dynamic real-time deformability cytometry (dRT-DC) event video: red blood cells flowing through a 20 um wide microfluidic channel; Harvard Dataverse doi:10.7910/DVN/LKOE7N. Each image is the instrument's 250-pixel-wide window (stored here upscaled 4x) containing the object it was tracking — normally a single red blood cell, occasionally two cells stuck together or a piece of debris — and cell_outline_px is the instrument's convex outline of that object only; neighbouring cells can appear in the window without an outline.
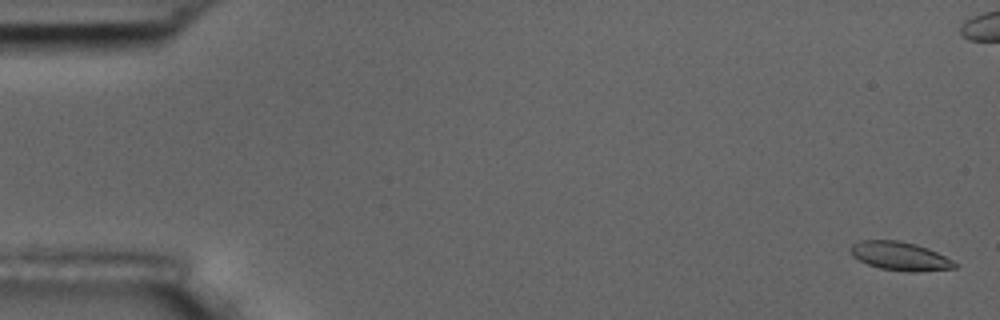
{"species": "common noctule bat (a hibernating species)", "species_latin": "Nyctalus noctula", "temperature_condition": "room temperature", "stored_images_in_passage": 7, "camera_frame_rate_fps": 3000, "um_per_image_px": 0.085, "animal": {"sex": "male", "body_mass_g": 17.5, "forearm_length_mm": 52.3}, "frame": {"image": 1, "passage_image": 1, "time_ms": 0.0, "image_size_px": [1000, 320], "cell_outline_px": [[960, 264], [956, 268], [916, 272], [908, 272], [880, 268], [868, 264], [852, 256], [848, 248], [852, 244], [860, 240], [900, 240], [916, 244], [928, 248]], "centroid_in_image_um": [76.5, 21.76], "position_along_channel_um": 8.5, "area_um2": 17.51}}
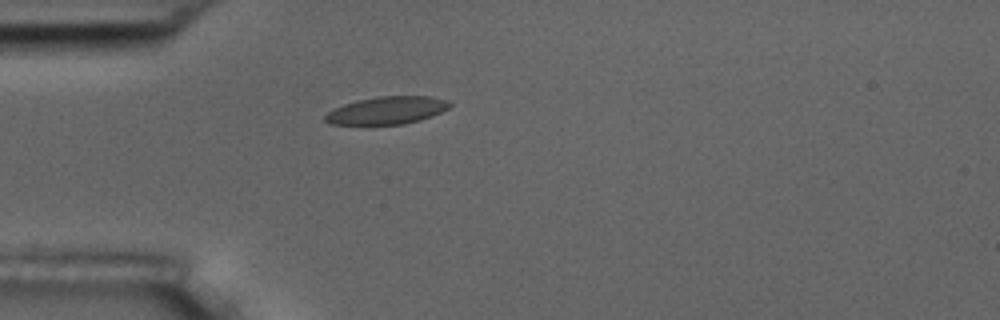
{"frame": {"image": 2, "passage_image": 6, "time_ms": 6.667, "image_size_px": [1000, 320], "cell_outline_px": [[452, 104], [448, 108], [432, 116], [420, 120], [404, 124], [328, 124], [324, 120], [324, 116], [332, 108], [356, 100], [376, 96], [432, 96], [448, 100]], "centroid_in_image_um": [32.88, 9.37], "position_along_channel_um": 52.1, "area_um2": 20.17}}